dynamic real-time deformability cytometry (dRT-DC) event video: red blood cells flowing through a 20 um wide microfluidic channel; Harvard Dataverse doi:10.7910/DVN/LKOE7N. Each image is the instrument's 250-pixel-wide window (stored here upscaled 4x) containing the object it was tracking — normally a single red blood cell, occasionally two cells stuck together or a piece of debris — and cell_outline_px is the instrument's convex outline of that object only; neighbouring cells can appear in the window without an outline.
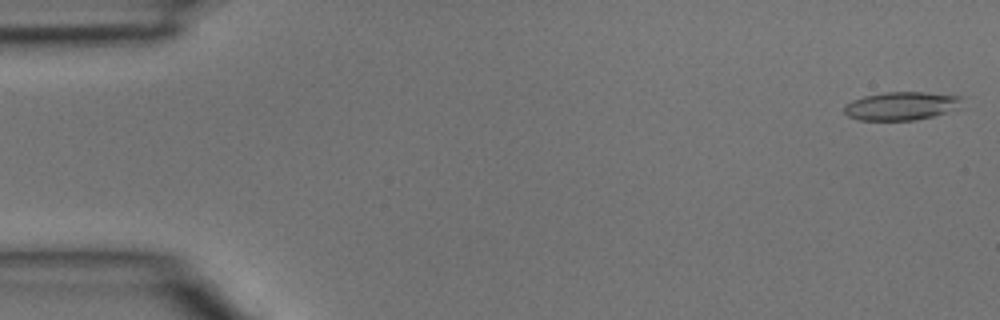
{"species": "common noctule bat (a hibernating species)", "species_latin": "Nyctalus noctula", "temperature_condition": "room temperature", "stored_images_in_passage": 4, "camera_frame_rate_fps": 3000, "um_per_image_px": 0.085, "animal": {"sex": "male", "body_mass_g": 15.6}, "frame": {"image": 1, "passage_image": 1, "time_ms": 0.0, "image_size_px": [1000, 320], "cell_outline_px": [[964, 96], [960, 108], [932, 116], [916, 120], [860, 120], [848, 116], [844, 112], [844, 104], [852, 100], [864, 96], [884, 92], [924, 92]], "centroid_in_image_um": [76.63, 9.0], "position_along_channel_um": 8.4, "area_um2": 19.59}}
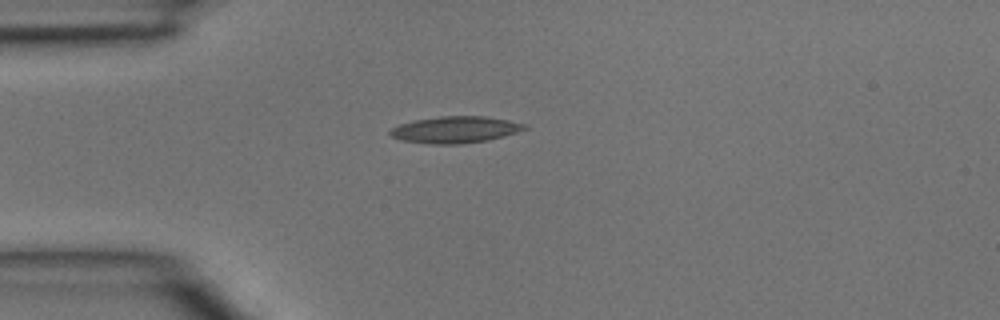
{"frame": {"image": 2, "passage_image": 4, "time_ms": 1.0, "image_size_px": [1000, 320], "cell_outline_px": [[528, 128], [504, 136], [488, 140], [460, 144], [432, 144], [404, 140], [392, 136], [388, 132], [392, 128], [400, 124], [416, 120], [440, 116], [484, 116], [508, 120], [528, 124]], "centroid_in_image_um": [38.74, 11.02], "position_along_channel_um": 46.3, "area_um2": 20.69}}